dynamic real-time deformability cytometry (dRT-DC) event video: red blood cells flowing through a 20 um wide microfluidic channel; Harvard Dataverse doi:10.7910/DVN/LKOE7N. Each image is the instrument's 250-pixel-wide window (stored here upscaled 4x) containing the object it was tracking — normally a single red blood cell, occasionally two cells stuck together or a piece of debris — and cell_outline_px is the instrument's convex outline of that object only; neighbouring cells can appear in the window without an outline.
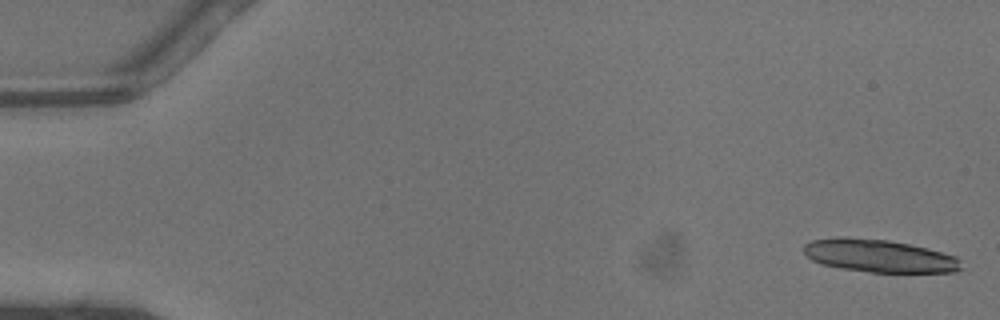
{"species": "common noctule bat (a hibernating species)", "species_latin": "Nyctalus noctula", "temperature_condition": "warm", "stored_images_in_passage": 35, "camera_frame_rate_fps": 3000, "um_per_image_px": 0.085, "animal": {"sex": "male", "body_mass_g": 13.3}, "frame": {"image": 1, "passage_image": 1, "time_ms": 0.0, "image_size_px": [1000, 320], "cell_outline_px": [[964, 268], [956, 272], [872, 272], [840, 268], [820, 264], [812, 260], [804, 252], [804, 244], [812, 240], [836, 236], [848, 236], [888, 240], [928, 248], [956, 256], [960, 260]], "centroid_in_image_um": [74.73, 21.74], "position_along_channel_um": 10.3, "area_um2": 30.4}}
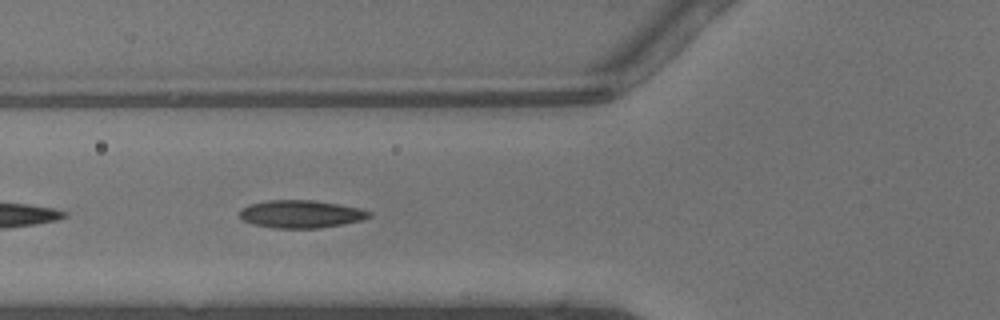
{"frame": {"image": 2, "passage_image": 18, "time_ms": 5.667, "image_size_px": [1000, 320], "cell_outline_px": [[372, 216], [364, 220], [320, 228], [272, 228], [252, 224], [244, 220], [240, 216], [240, 208], [248, 204], [268, 200], [312, 200], [340, 204], [360, 208], [372, 212]], "centroid_in_image_um": [25.59, 18.19], "position_along_channel_um": 100.2, "area_um2": 21.15}}
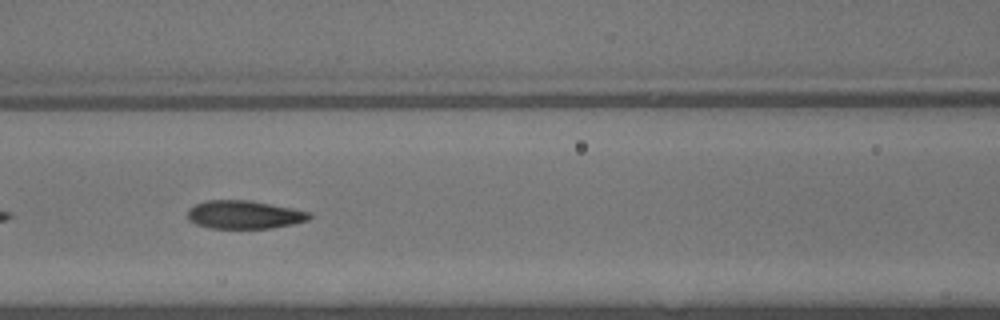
{"frame": {"image": 3, "passage_image": 21, "time_ms": 6.667, "image_size_px": [1000, 320], "cell_outline_px": [[312, 216], [308, 220], [292, 224], [272, 228], [208, 228], [196, 224], [188, 220], [188, 208], [204, 200], [248, 200], [292, 208], [312, 212]], "centroid_in_image_um": [20.75, 18.24], "position_along_channel_um": 145.9, "area_um2": 20.11}}